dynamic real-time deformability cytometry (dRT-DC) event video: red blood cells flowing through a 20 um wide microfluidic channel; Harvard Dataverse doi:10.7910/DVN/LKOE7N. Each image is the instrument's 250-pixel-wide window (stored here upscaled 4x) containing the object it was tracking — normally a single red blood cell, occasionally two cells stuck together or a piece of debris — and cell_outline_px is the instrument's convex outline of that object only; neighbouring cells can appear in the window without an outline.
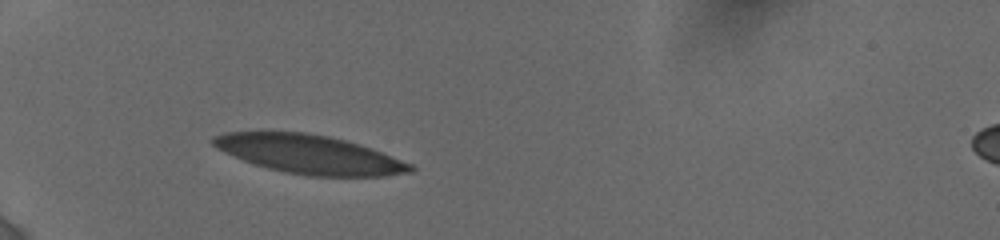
{"species": "human", "species_latin": "Homo sapiens", "temperature_condition": "cold", "stored_images_in_passage": 3, "camera_frame_rate_fps": 3000, "um_per_image_px": 0.085, "donor": {"sex": "female"}, "frame": {"image": 1, "passage_image": 2, "time_ms": 1.0, "image_size_px": [1000, 240], "cell_outline_px": [[416, 168], [412, 172], [384, 176], [308, 176], [284, 172], [268, 168], [244, 160], [224, 152], [216, 148], [208, 140], [212, 136], [224, 132], [260, 128], [304, 132], [328, 136], [360, 144], [412, 164]], "centroid_in_image_um": [26.17, 13.06], "position_along_channel_um": 58.8, "area_um2": 45.55}}